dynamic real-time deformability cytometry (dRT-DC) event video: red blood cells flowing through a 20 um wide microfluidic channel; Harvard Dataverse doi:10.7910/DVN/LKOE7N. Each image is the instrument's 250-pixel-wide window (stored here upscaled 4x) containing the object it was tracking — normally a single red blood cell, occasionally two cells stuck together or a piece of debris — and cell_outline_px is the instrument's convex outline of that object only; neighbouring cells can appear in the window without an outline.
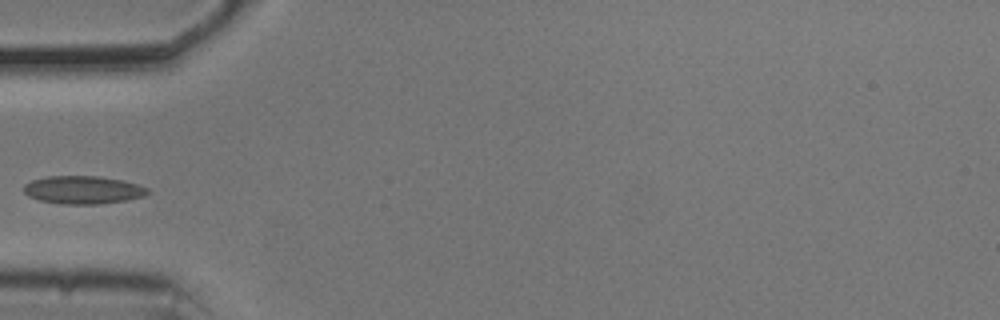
{"species": "common noctule bat (a hibernating species)", "species_latin": "Nyctalus noctula", "temperature_condition": "cold", "stored_images_in_passage": 37, "camera_frame_rate_fps": 3000, "um_per_image_px": 0.085, "animal": {"sex": "male", "body_mass_g": 20.5, "forearm_length_mm": 52.5}, "frame": {"image": 1, "passage_image": 1, "time_ms": 0.0, "image_size_px": [1000, 320], "cell_outline_px": [[148, 192], [144, 196], [124, 200], [100, 204], [60, 204], [40, 200], [28, 196], [24, 192], [24, 184], [32, 180], [48, 176], [100, 176], [120, 180], [136, 184], [148, 188]], "centroid_in_image_um": [7.02, 16.14], "position_along_channel_um": 78.0, "area_um2": 20.06}}
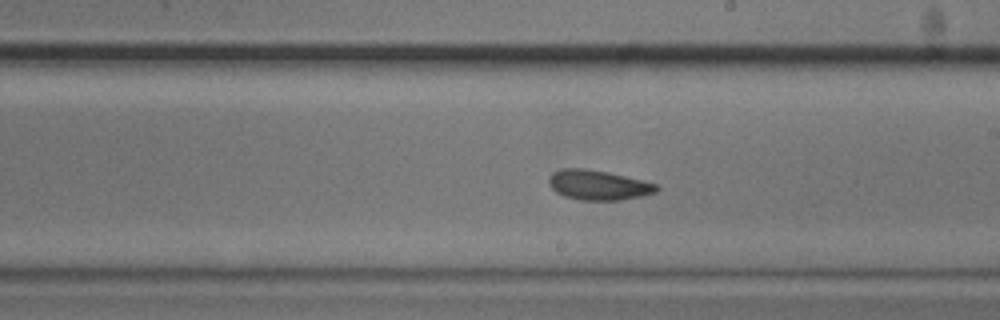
{"frame": {"image": 2, "passage_image": 14, "time_ms": 4.333, "image_size_px": [1000, 320], "cell_outline_px": [[660, 188], [656, 192], [640, 196], [620, 200], [580, 200], [564, 196], [556, 192], [548, 184], [548, 180], [552, 172], [560, 168], [580, 168], [608, 172], [644, 180], [660, 184]], "centroid_in_image_um": [50.87, 15.72], "position_along_channel_um": 238.1, "area_um2": 18.9}}
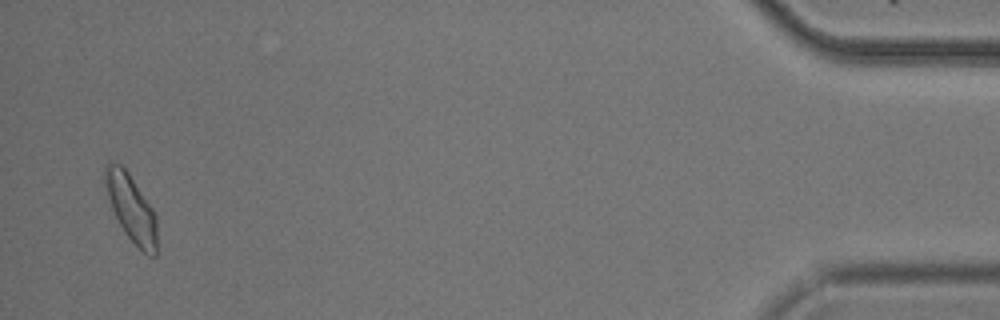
{"frame": {"image": 3, "passage_image": 36, "time_ms": 11.667, "image_size_px": [1000, 320], "cell_outline_px": [[156, 256], [152, 256], [144, 252], [124, 232], [112, 208], [108, 196], [104, 180], [104, 164], [120, 164], [128, 172], [152, 208], [156, 216]], "centroid_in_image_um": [11.15, 17.68], "position_along_channel_um": 424.1, "area_um2": 19.65}}